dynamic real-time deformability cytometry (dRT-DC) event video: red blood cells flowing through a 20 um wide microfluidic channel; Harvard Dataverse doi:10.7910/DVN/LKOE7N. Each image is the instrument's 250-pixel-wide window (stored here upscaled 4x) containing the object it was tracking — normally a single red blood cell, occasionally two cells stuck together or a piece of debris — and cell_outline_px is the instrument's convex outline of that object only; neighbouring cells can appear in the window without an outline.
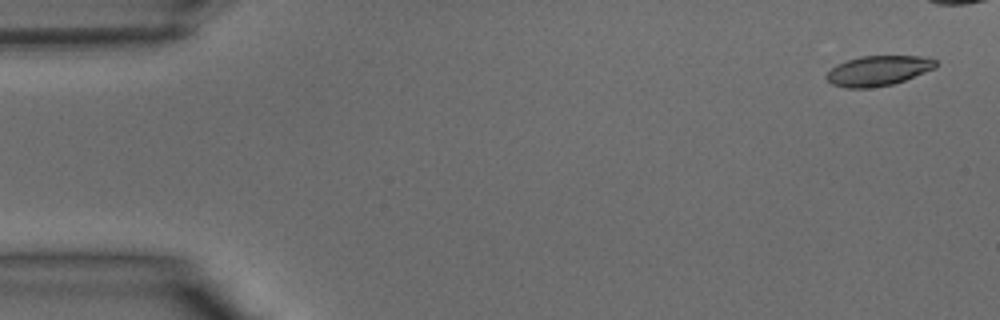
{"species": "common noctule bat (a hibernating species)", "species_latin": "Nyctalus noctula", "temperature_condition": "warm", "stored_images_in_passage": 33, "camera_frame_rate_fps": 3000, "um_per_image_px": 0.085, "animal": {"sex": "male", "body_mass_g": 15.6}, "frame": {"image": 1, "passage_image": 2, "time_ms": 0.333, "image_size_px": [1000, 320], "cell_outline_px": [[936, 68], [904, 80], [892, 84], [868, 88], [844, 88], [832, 84], [824, 76], [836, 64], [860, 56], [920, 56], [936, 60]], "centroid_in_image_um": [74.62, 6.01], "position_along_channel_um": 10.4, "area_um2": 19.02}}
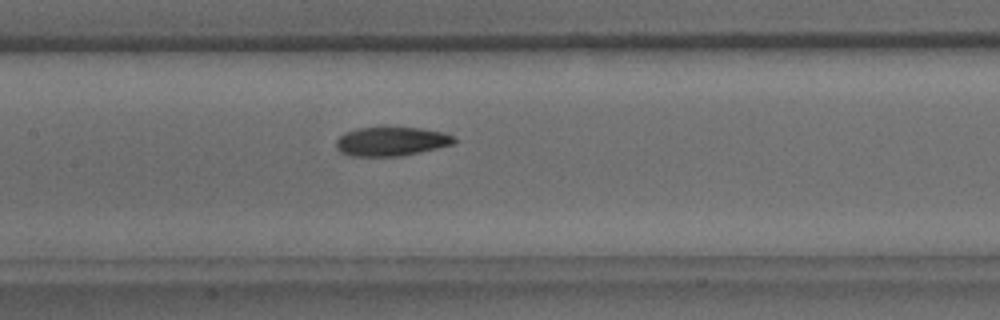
{"frame": {"image": 2, "passage_image": 19, "time_ms": 6.0, "image_size_px": [1000, 320], "cell_outline_px": [[456, 140], [452, 144], [420, 152], [400, 156], [352, 156], [340, 152], [336, 148], [336, 140], [344, 132], [356, 128], [380, 124], [384, 124], [420, 128], [444, 132], [452, 136]], "centroid_in_image_um": [33.2, 11.96], "position_along_channel_um": 174.2, "area_um2": 20.75}}